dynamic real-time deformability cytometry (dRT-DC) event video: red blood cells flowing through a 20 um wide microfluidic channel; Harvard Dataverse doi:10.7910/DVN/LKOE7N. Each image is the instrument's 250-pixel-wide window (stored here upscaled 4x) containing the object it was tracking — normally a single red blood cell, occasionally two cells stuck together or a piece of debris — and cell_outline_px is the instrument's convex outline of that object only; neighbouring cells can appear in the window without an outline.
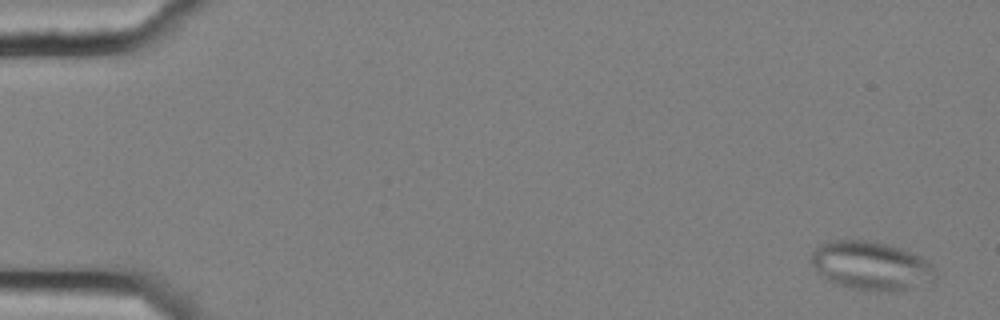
{"species": "common noctule bat (a hibernating species)", "species_latin": "Nyctalus noctula", "temperature_condition": "cold", "stored_images_in_passage": 6, "camera_frame_rate_fps": 3000, "um_per_image_px": 0.085, "animal": {"sex": "female", "body_mass_g": 25.1}, "frame": {"image": 1, "passage_image": 1, "time_ms": 0.0, "image_size_px": [1000, 320], "cell_outline_px": [[936, 276], [932, 280], [908, 288], [888, 292], [876, 292], [848, 288], [836, 284], [828, 280], [812, 264], [812, 252], [820, 244], [828, 240], [868, 240], [888, 244], [900, 248], [920, 256], [932, 264], [936, 268]], "centroid_in_image_um": [74.04, 22.58], "position_along_channel_um": 11.0, "area_um2": 35.08}}
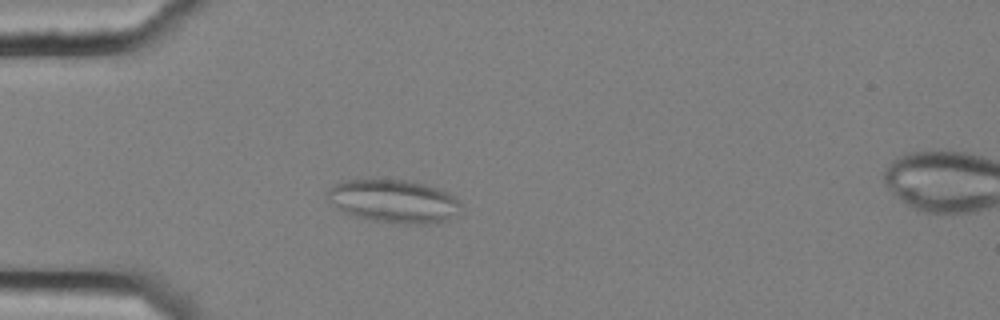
{"frame": {"image": 2, "passage_image": 5, "time_ms": 1.333, "image_size_px": [1000, 320], "cell_outline_px": [[460, 216], [448, 220], [424, 224], [408, 224], [368, 220], [356, 216], [336, 208], [328, 200], [328, 188], [344, 180], [404, 180], [424, 184], [448, 192], [460, 200]], "centroid_in_image_um": [33.52, 17.12], "position_along_channel_um": 51.5, "area_um2": 33.58}}